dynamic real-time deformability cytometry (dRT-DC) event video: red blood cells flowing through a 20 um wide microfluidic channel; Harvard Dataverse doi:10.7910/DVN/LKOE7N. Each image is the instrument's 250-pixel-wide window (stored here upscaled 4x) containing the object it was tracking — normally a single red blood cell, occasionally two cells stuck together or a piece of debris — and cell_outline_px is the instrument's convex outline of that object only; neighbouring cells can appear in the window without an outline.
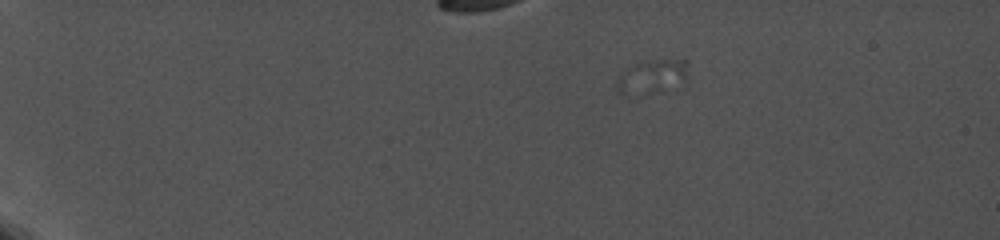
{"species": "common noctule bat (a hibernating species)", "species_latin": "Nyctalus noctula", "temperature_condition": "cold", "stored_images_in_passage": 1, "camera_frame_rate_fps": 5000, "um_per_image_px": 0.085, "animal": {"sex": "female", "body_mass_g": 19.0, "forearm_length_mm": 56.7}, "frame": {"image": 1, "passage_image": 1, "time_ms": 0.0, "image_size_px": [1000, 240], "cell_outline_px": [[688, 64], [684, 80], [624, 92], [616, 92], [616, 80], [624, 72], [636, 64], [644, 60], [688, 60]], "centroid_in_image_um": [55.39, 6.33], "position_along_channel_um": 29.6, "area_um2": 11.73}}